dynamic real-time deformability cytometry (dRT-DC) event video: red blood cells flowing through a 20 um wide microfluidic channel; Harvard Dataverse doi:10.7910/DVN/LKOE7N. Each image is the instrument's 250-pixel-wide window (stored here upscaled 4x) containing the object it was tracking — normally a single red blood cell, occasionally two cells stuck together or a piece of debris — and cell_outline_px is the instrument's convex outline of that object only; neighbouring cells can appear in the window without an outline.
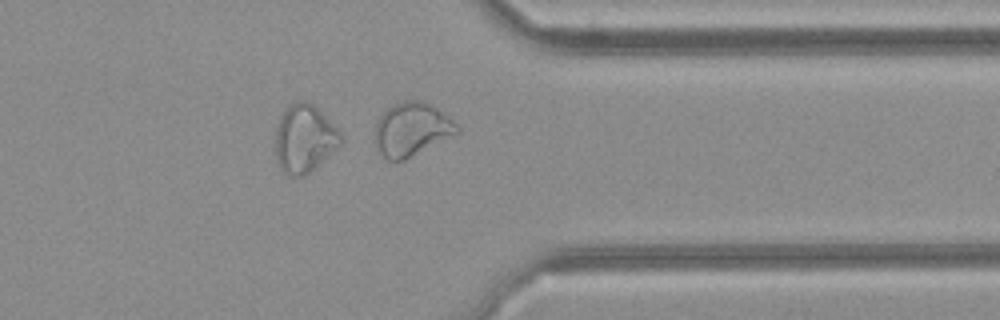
{"species": "common noctule bat (a hibernating species)", "species_latin": "Nyctalus noctula", "temperature_condition": "cold", "stored_images_in_passage": 27, "camera_frame_rate_fps": 3000, "um_per_image_px": 0.085, "animal": {"sex": "female", "body_mass_g": 21.9}, "frame": {"image": 1, "passage_image": 20, "time_ms": 6.333, "image_size_px": [1000, 320], "cell_outline_px": [[460, 132], [404, 160], [388, 160], [376, 148], [372, 140], [376, 124], [384, 108], [392, 104], [404, 100], [424, 100], [448, 116], [460, 128]], "centroid_in_image_um": [34.95, 10.97], "position_along_channel_um": 376.5, "area_um2": 25.84}}